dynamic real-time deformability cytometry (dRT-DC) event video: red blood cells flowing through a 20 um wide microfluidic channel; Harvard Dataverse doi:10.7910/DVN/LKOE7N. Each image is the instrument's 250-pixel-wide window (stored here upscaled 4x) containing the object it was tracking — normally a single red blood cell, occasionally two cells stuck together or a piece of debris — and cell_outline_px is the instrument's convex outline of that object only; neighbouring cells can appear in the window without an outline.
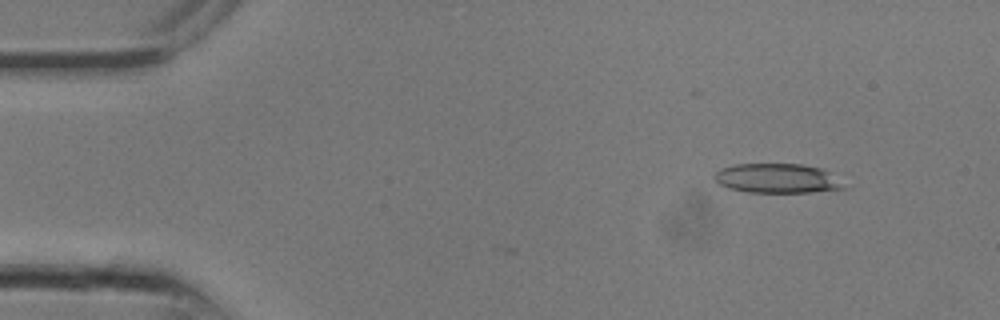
{"species": "common noctule bat (a hibernating species)", "species_latin": "Nyctalus noctula", "temperature_condition": "room temperature", "stored_images_in_passage": 3, "camera_frame_rate_fps": 3000, "um_per_image_px": 0.085, "animal": {"sex": "male", "body_mass_g": 13.3}, "frame": {"image": 1, "passage_image": 1, "time_ms": 0.0, "image_size_px": [1000, 320], "cell_outline_px": [[848, 188], [812, 192], [748, 192], [728, 188], [720, 184], [712, 176], [720, 168], [736, 164], [800, 164], [820, 168], [828, 172]], "centroid_in_image_um": [66.02, 15.16], "position_along_channel_um": 19.0, "area_um2": 22.02}}